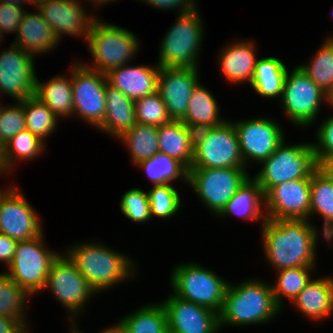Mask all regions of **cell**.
Masks as SVG:
<instances>
[{"instance_id": "obj_1", "label": "cell", "mask_w": 333, "mask_h": 333, "mask_svg": "<svg viewBox=\"0 0 333 333\" xmlns=\"http://www.w3.org/2000/svg\"><path fill=\"white\" fill-rule=\"evenodd\" d=\"M261 225L265 260L276 271L317 265L320 234L309 220L266 219Z\"/></svg>"}, {"instance_id": "obj_2", "label": "cell", "mask_w": 333, "mask_h": 333, "mask_svg": "<svg viewBox=\"0 0 333 333\" xmlns=\"http://www.w3.org/2000/svg\"><path fill=\"white\" fill-rule=\"evenodd\" d=\"M280 312L282 309L275 302L271 284L249 278L238 284L229 282L219 314V327L221 330L230 325L266 324Z\"/></svg>"}, {"instance_id": "obj_3", "label": "cell", "mask_w": 333, "mask_h": 333, "mask_svg": "<svg viewBox=\"0 0 333 333\" xmlns=\"http://www.w3.org/2000/svg\"><path fill=\"white\" fill-rule=\"evenodd\" d=\"M65 253L96 293L133 279L137 274L132 258L101 242L75 244Z\"/></svg>"}, {"instance_id": "obj_4", "label": "cell", "mask_w": 333, "mask_h": 333, "mask_svg": "<svg viewBox=\"0 0 333 333\" xmlns=\"http://www.w3.org/2000/svg\"><path fill=\"white\" fill-rule=\"evenodd\" d=\"M96 18L93 20L86 44L92 65L82 63L99 73L107 74L110 70L128 64L139 50V39L135 33Z\"/></svg>"}, {"instance_id": "obj_5", "label": "cell", "mask_w": 333, "mask_h": 333, "mask_svg": "<svg viewBox=\"0 0 333 333\" xmlns=\"http://www.w3.org/2000/svg\"><path fill=\"white\" fill-rule=\"evenodd\" d=\"M197 7L177 14L178 18L159 45L157 64L160 67L200 68L198 55L205 29Z\"/></svg>"}, {"instance_id": "obj_6", "label": "cell", "mask_w": 333, "mask_h": 333, "mask_svg": "<svg viewBox=\"0 0 333 333\" xmlns=\"http://www.w3.org/2000/svg\"><path fill=\"white\" fill-rule=\"evenodd\" d=\"M260 164L263 166L253 179L264 195L285 181L311 179V174L318 168L312 142L291 145L286 144L285 139Z\"/></svg>"}, {"instance_id": "obj_7", "label": "cell", "mask_w": 333, "mask_h": 333, "mask_svg": "<svg viewBox=\"0 0 333 333\" xmlns=\"http://www.w3.org/2000/svg\"><path fill=\"white\" fill-rule=\"evenodd\" d=\"M229 281L201 264H177L171 273L172 294L220 314Z\"/></svg>"}, {"instance_id": "obj_8", "label": "cell", "mask_w": 333, "mask_h": 333, "mask_svg": "<svg viewBox=\"0 0 333 333\" xmlns=\"http://www.w3.org/2000/svg\"><path fill=\"white\" fill-rule=\"evenodd\" d=\"M230 119L195 131L191 168H247L240 152L236 128Z\"/></svg>"}, {"instance_id": "obj_9", "label": "cell", "mask_w": 333, "mask_h": 333, "mask_svg": "<svg viewBox=\"0 0 333 333\" xmlns=\"http://www.w3.org/2000/svg\"><path fill=\"white\" fill-rule=\"evenodd\" d=\"M43 235L44 232L33 239L18 241L8 272H5L30 296L44 290L50 266L60 254L46 247Z\"/></svg>"}, {"instance_id": "obj_10", "label": "cell", "mask_w": 333, "mask_h": 333, "mask_svg": "<svg viewBox=\"0 0 333 333\" xmlns=\"http://www.w3.org/2000/svg\"><path fill=\"white\" fill-rule=\"evenodd\" d=\"M249 175L246 168H190L187 184L216 216Z\"/></svg>"}, {"instance_id": "obj_11", "label": "cell", "mask_w": 333, "mask_h": 333, "mask_svg": "<svg viewBox=\"0 0 333 333\" xmlns=\"http://www.w3.org/2000/svg\"><path fill=\"white\" fill-rule=\"evenodd\" d=\"M280 102L296 127L307 128L316 120L320 105L328 104V95L297 66L290 73L287 70Z\"/></svg>"}, {"instance_id": "obj_12", "label": "cell", "mask_w": 333, "mask_h": 333, "mask_svg": "<svg viewBox=\"0 0 333 333\" xmlns=\"http://www.w3.org/2000/svg\"><path fill=\"white\" fill-rule=\"evenodd\" d=\"M46 289H49L69 312L70 326L75 323L78 315L84 312L87 301L97 294L64 252H61L50 266L44 291Z\"/></svg>"}, {"instance_id": "obj_13", "label": "cell", "mask_w": 333, "mask_h": 333, "mask_svg": "<svg viewBox=\"0 0 333 333\" xmlns=\"http://www.w3.org/2000/svg\"><path fill=\"white\" fill-rule=\"evenodd\" d=\"M72 64L73 116L98 130L105 117L106 74L85 67L81 61Z\"/></svg>"}, {"instance_id": "obj_14", "label": "cell", "mask_w": 333, "mask_h": 333, "mask_svg": "<svg viewBox=\"0 0 333 333\" xmlns=\"http://www.w3.org/2000/svg\"><path fill=\"white\" fill-rule=\"evenodd\" d=\"M233 124L245 167L251 161L260 164L269 158L277 146L286 139L281 124L269 117L242 119Z\"/></svg>"}, {"instance_id": "obj_15", "label": "cell", "mask_w": 333, "mask_h": 333, "mask_svg": "<svg viewBox=\"0 0 333 333\" xmlns=\"http://www.w3.org/2000/svg\"><path fill=\"white\" fill-rule=\"evenodd\" d=\"M34 58V55L14 44L0 51V93L7 94L15 102L35 95L37 76Z\"/></svg>"}, {"instance_id": "obj_16", "label": "cell", "mask_w": 333, "mask_h": 333, "mask_svg": "<svg viewBox=\"0 0 333 333\" xmlns=\"http://www.w3.org/2000/svg\"><path fill=\"white\" fill-rule=\"evenodd\" d=\"M18 190L17 186H9L0 197V233L25 241L44 231L37 212Z\"/></svg>"}, {"instance_id": "obj_17", "label": "cell", "mask_w": 333, "mask_h": 333, "mask_svg": "<svg viewBox=\"0 0 333 333\" xmlns=\"http://www.w3.org/2000/svg\"><path fill=\"white\" fill-rule=\"evenodd\" d=\"M311 179L285 181L265 195V213L270 220H309Z\"/></svg>"}, {"instance_id": "obj_18", "label": "cell", "mask_w": 333, "mask_h": 333, "mask_svg": "<svg viewBox=\"0 0 333 333\" xmlns=\"http://www.w3.org/2000/svg\"><path fill=\"white\" fill-rule=\"evenodd\" d=\"M199 79L197 67H160L157 92L171 120L181 121L185 117L189 99Z\"/></svg>"}, {"instance_id": "obj_19", "label": "cell", "mask_w": 333, "mask_h": 333, "mask_svg": "<svg viewBox=\"0 0 333 333\" xmlns=\"http://www.w3.org/2000/svg\"><path fill=\"white\" fill-rule=\"evenodd\" d=\"M167 314L169 333H217L219 314L204 306L170 294L161 302Z\"/></svg>"}, {"instance_id": "obj_20", "label": "cell", "mask_w": 333, "mask_h": 333, "mask_svg": "<svg viewBox=\"0 0 333 333\" xmlns=\"http://www.w3.org/2000/svg\"><path fill=\"white\" fill-rule=\"evenodd\" d=\"M78 1L50 0L37 8L43 19L52 27L59 42L66 34L87 41L91 24L96 17L88 16L82 2Z\"/></svg>"}, {"instance_id": "obj_21", "label": "cell", "mask_w": 333, "mask_h": 333, "mask_svg": "<svg viewBox=\"0 0 333 333\" xmlns=\"http://www.w3.org/2000/svg\"><path fill=\"white\" fill-rule=\"evenodd\" d=\"M160 66L125 64L110 70L107 81L127 97L136 100L157 92Z\"/></svg>"}, {"instance_id": "obj_22", "label": "cell", "mask_w": 333, "mask_h": 333, "mask_svg": "<svg viewBox=\"0 0 333 333\" xmlns=\"http://www.w3.org/2000/svg\"><path fill=\"white\" fill-rule=\"evenodd\" d=\"M237 41V42H236ZM255 42L235 40L220 50L219 69L230 84L249 82L251 85L257 62Z\"/></svg>"}, {"instance_id": "obj_23", "label": "cell", "mask_w": 333, "mask_h": 333, "mask_svg": "<svg viewBox=\"0 0 333 333\" xmlns=\"http://www.w3.org/2000/svg\"><path fill=\"white\" fill-rule=\"evenodd\" d=\"M24 12L12 44L32 55L44 54L60 44L52 27L43 19L41 13Z\"/></svg>"}, {"instance_id": "obj_24", "label": "cell", "mask_w": 333, "mask_h": 333, "mask_svg": "<svg viewBox=\"0 0 333 333\" xmlns=\"http://www.w3.org/2000/svg\"><path fill=\"white\" fill-rule=\"evenodd\" d=\"M296 310L312 320H324L333 313V277L314 278L292 301Z\"/></svg>"}, {"instance_id": "obj_25", "label": "cell", "mask_w": 333, "mask_h": 333, "mask_svg": "<svg viewBox=\"0 0 333 333\" xmlns=\"http://www.w3.org/2000/svg\"><path fill=\"white\" fill-rule=\"evenodd\" d=\"M106 110L99 131L118 138L136 124L135 100L127 97L108 82L105 86Z\"/></svg>"}, {"instance_id": "obj_26", "label": "cell", "mask_w": 333, "mask_h": 333, "mask_svg": "<svg viewBox=\"0 0 333 333\" xmlns=\"http://www.w3.org/2000/svg\"><path fill=\"white\" fill-rule=\"evenodd\" d=\"M195 131L182 121L171 120L158 127L159 152L181 162L188 170L194 155Z\"/></svg>"}, {"instance_id": "obj_27", "label": "cell", "mask_w": 333, "mask_h": 333, "mask_svg": "<svg viewBox=\"0 0 333 333\" xmlns=\"http://www.w3.org/2000/svg\"><path fill=\"white\" fill-rule=\"evenodd\" d=\"M310 217L320 216L323 223V236L328 245L333 242V177L324 167H318L311 174Z\"/></svg>"}, {"instance_id": "obj_28", "label": "cell", "mask_w": 333, "mask_h": 333, "mask_svg": "<svg viewBox=\"0 0 333 333\" xmlns=\"http://www.w3.org/2000/svg\"><path fill=\"white\" fill-rule=\"evenodd\" d=\"M264 206L262 189L251 176L238 188L217 217L224 218L234 214L245 220H261L263 224L267 219Z\"/></svg>"}, {"instance_id": "obj_29", "label": "cell", "mask_w": 333, "mask_h": 333, "mask_svg": "<svg viewBox=\"0 0 333 333\" xmlns=\"http://www.w3.org/2000/svg\"><path fill=\"white\" fill-rule=\"evenodd\" d=\"M219 110L215 95L199 82L193 89L185 117L181 121L194 131L216 127L227 120L220 115Z\"/></svg>"}, {"instance_id": "obj_30", "label": "cell", "mask_w": 333, "mask_h": 333, "mask_svg": "<svg viewBox=\"0 0 333 333\" xmlns=\"http://www.w3.org/2000/svg\"><path fill=\"white\" fill-rule=\"evenodd\" d=\"M54 76L45 83L37 78L35 96L44 102L58 117H73V92L71 76Z\"/></svg>"}, {"instance_id": "obj_31", "label": "cell", "mask_w": 333, "mask_h": 333, "mask_svg": "<svg viewBox=\"0 0 333 333\" xmlns=\"http://www.w3.org/2000/svg\"><path fill=\"white\" fill-rule=\"evenodd\" d=\"M287 66L276 57L257 59L252 84L253 90L261 97L281 99Z\"/></svg>"}, {"instance_id": "obj_32", "label": "cell", "mask_w": 333, "mask_h": 333, "mask_svg": "<svg viewBox=\"0 0 333 333\" xmlns=\"http://www.w3.org/2000/svg\"><path fill=\"white\" fill-rule=\"evenodd\" d=\"M45 143L27 129L20 131L1 147L4 173L7 175L13 172L15 164L21 160L23 162L39 157L45 150Z\"/></svg>"}, {"instance_id": "obj_33", "label": "cell", "mask_w": 333, "mask_h": 333, "mask_svg": "<svg viewBox=\"0 0 333 333\" xmlns=\"http://www.w3.org/2000/svg\"><path fill=\"white\" fill-rule=\"evenodd\" d=\"M117 139L129 149L132 163L151 158L159 152L158 127L136 123L130 130L122 133Z\"/></svg>"}, {"instance_id": "obj_34", "label": "cell", "mask_w": 333, "mask_h": 333, "mask_svg": "<svg viewBox=\"0 0 333 333\" xmlns=\"http://www.w3.org/2000/svg\"><path fill=\"white\" fill-rule=\"evenodd\" d=\"M119 320L127 333H169L167 314L161 302L143 305Z\"/></svg>"}, {"instance_id": "obj_35", "label": "cell", "mask_w": 333, "mask_h": 333, "mask_svg": "<svg viewBox=\"0 0 333 333\" xmlns=\"http://www.w3.org/2000/svg\"><path fill=\"white\" fill-rule=\"evenodd\" d=\"M136 166L146 172L153 185L171 184L174 180L188 183V169L178 160L160 152L140 161Z\"/></svg>"}, {"instance_id": "obj_36", "label": "cell", "mask_w": 333, "mask_h": 333, "mask_svg": "<svg viewBox=\"0 0 333 333\" xmlns=\"http://www.w3.org/2000/svg\"><path fill=\"white\" fill-rule=\"evenodd\" d=\"M315 267L301 266L297 268L277 271L275 284H271L276 304L283 309V299L292 301L306 287L311 278V273Z\"/></svg>"}, {"instance_id": "obj_37", "label": "cell", "mask_w": 333, "mask_h": 333, "mask_svg": "<svg viewBox=\"0 0 333 333\" xmlns=\"http://www.w3.org/2000/svg\"><path fill=\"white\" fill-rule=\"evenodd\" d=\"M26 129L42 141L57 128L58 117L35 95L23 100Z\"/></svg>"}, {"instance_id": "obj_38", "label": "cell", "mask_w": 333, "mask_h": 333, "mask_svg": "<svg viewBox=\"0 0 333 333\" xmlns=\"http://www.w3.org/2000/svg\"><path fill=\"white\" fill-rule=\"evenodd\" d=\"M29 297L5 272L0 273V315L15 318L28 327L25 311Z\"/></svg>"}, {"instance_id": "obj_39", "label": "cell", "mask_w": 333, "mask_h": 333, "mask_svg": "<svg viewBox=\"0 0 333 333\" xmlns=\"http://www.w3.org/2000/svg\"><path fill=\"white\" fill-rule=\"evenodd\" d=\"M327 95L333 90V49L324 41L310 64L298 65Z\"/></svg>"}, {"instance_id": "obj_40", "label": "cell", "mask_w": 333, "mask_h": 333, "mask_svg": "<svg viewBox=\"0 0 333 333\" xmlns=\"http://www.w3.org/2000/svg\"><path fill=\"white\" fill-rule=\"evenodd\" d=\"M148 196L152 219L153 217L168 219L180 210L181 198L172 184L153 185Z\"/></svg>"}, {"instance_id": "obj_41", "label": "cell", "mask_w": 333, "mask_h": 333, "mask_svg": "<svg viewBox=\"0 0 333 333\" xmlns=\"http://www.w3.org/2000/svg\"><path fill=\"white\" fill-rule=\"evenodd\" d=\"M135 118L136 123L157 127L171 121L158 92L135 100Z\"/></svg>"}, {"instance_id": "obj_42", "label": "cell", "mask_w": 333, "mask_h": 333, "mask_svg": "<svg viewBox=\"0 0 333 333\" xmlns=\"http://www.w3.org/2000/svg\"><path fill=\"white\" fill-rule=\"evenodd\" d=\"M121 212L132 222L144 223L152 219L148 191L132 188L120 200Z\"/></svg>"}, {"instance_id": "obj_43", "label": "cell", "mask_w": 333, "mask_h": 333, "mask_svg": "<svg viewBox=\"0 0 333 333\" xmlns=\"http://www.w3.org/2000/svg\"><path fill=\"white\" fill-rule=\"evenodd\" d=\"M15 103L8 106L0 103V147L26 129L23 100Z\"/></svg>"}, {"instance_id": "obj_44", "label": "cell", "mask_w": 333, "mask_h": 333, "mask_svg": "<svg viewBox=\"0 0 333 333\" xmlns=\"http://www.w3.org/2000/svg\"><path fill=\"white\" fill-rule=\"evenodd\" d=\"M316 143H312L318 167H324L333 159V116L327 117L316 132Z\"/></svg>"}, {"instance_id": "obj_45", "label": "cell", "mask_w": 333, "mask_h": 333, "mask_svg": "<svg viewBox=\"0 0 333 333\" xmlns=\"http://www.w3.org/2000/svg\"><path fill=\"white\" fill-rule=\"evenodd\" d=\"M26 9L11 4L0 2V31L5 33H17L22 17Z\"/></svg>"}, {"instance_id": "obj_46", "label": "cell", "mask_w": 333, "mask_h": 333, "mask_svg": "<svg viewBox=\"0 0 333 333\" xmlns=\"http://www.w3.org/2000/svg\"><path fill=\"white\" fill-rule=\"evenodd\" d=\"M143 3L153 6V8L160 10H176L178 13H184L195 8L198 3L196 0H139ZM197 4V5H196Z\"/></svg>"}, {"instance_id": "obj_47", "label": "cell", "mask_w": 333, "mask_h": 333, "mask_svg": "<svg viewBox=\"0 0 333 333\" xmlns=\"http://www.w3.org/2000/svg\"><path fill=\"white\" fill-rule=\"evenodd\" d=\"M18 241L0 233V262L8 267L13 260Z\"/></svg>"}, {"instance_id": "obj_48", "label": "cell", "mask_w": 333, "mask_h": 333, "mask_svg": "<svg viewBox=\"0 0 333 333\" xmlns=\"http://www.w3.org/2000/svg\"><path fill=\"white\" fill-rule=\"evenodd\" d=\"M27 327L22 321L5 315H0V333H26Z\"/></svg>"}, {"instance_id": "obj_49", "label": "cell", "mask_w": 333, "mask_h": 333, "mask_svg": "<svg viewBox=\"0 0 333 333\" xmlns=\"http://www.w3.org/2000/svg\"><path fill=\"white\" fill-rule=\"evenodd\" d=\"M76 323H74L72 326H70V328H72V330L75 332V333H82L81 332V329H77L78 326L76 327ZM100 333H127V330L126 328L124 327V325L121 323L120 320H118L117 324L111 326V327H108V328H105L104 330H101Z\"/></svg>"}, {"instance_id": "obj_50", "label": "cell", "mask_w": 333, "mask_h": 333, "mask_svg": "<svg viewBox=\"0 0 333 333\" xmlns=\"http://www.w3.org/2000/svg\"><path fill=\"white\" fill-rule=\"evenodd\" d=\"M0 2L23 8L24 3L28 2V0H0Z\"/></svg>"}, {"instance_id": "obj_51", "label": "cell", "mask_w": 333, "mask_h": 333, "mask_svg": "<svg viewBox=\"0 0 333 333\" xmlns=\"http://www.w3.org/2000/svg\"><path fill=\"white\" fill-rule=\"evenodd\" d=\"M48 1H50V0H28V4H30V6L32 4V6H34L36 9Z\"/></svg>"}, {"instance_id": "obj_52", "label": "cell", "mask_w": 333, "mask_h": 333, "mask_svg": "<svg viewBox=\"0 0 333 333\" xmlns=\"http://www.w3.org/2000/svg\"><path fill=\"white\" fill-rule=\"evenodd\" d=\"M88 1V0H87ZM92 4L91 5H94V6H103V4H107L109 2H114L116 0H89Z\"/></svg>"}, {"instance_id": "obj_53", "label": "cell", "mask_w": 333, "mask_h": 333, "mask_svg": "<svg viewBox=\"0 0 333 333\" xmlns=\"http://www.w3.org/2000/svg\"><path fill=\"white\" fill-rule=\"evenodd\" d=\"M324 168L329 172V174L333 177V159L330 160Z\"/></svg>"}, {"instance_id": "obj_54", "label": "cell", "mask_w": 333, "mask_h": 333, "mask_svg": "<svg viewBox=\"0 0 333 333\" xmlns=\"http://www.w3.org/2000/svg\"><path fill=\"white\" fill-rule=\"evenodd\" d=\"M328 105L332 106V108H333V90H332V92L328 95Z\"/></svg>"}, {"instance_id": "obj_55", "label": "cell", "mask_w": 333, "mask_h": 333, "mask_svg": "<svg viewBox=\"0 0 333 333\" xmlns=\"http://www.w3.org/2000/svg\"><path fill=\"white\" fill-rule=\"evenodd\" d=\"M325 41H326V42L330 45V47L333 49V36L328 37Z\"/></svg>"}, {"instance_id": "obj_56", "label": "cell", "mask_w": 333, "mask_h": 333, "mask_svg": "<svg viewBox=\"0 0 333 333\" xmlns=\"http://www.w3.org/2000/svg\"><path fill=\"white\" fill-rule=\"evenodd\" d=\"M2 174H5L3 171V166H2V161H1V147H0V177L2 176Z\"/></svg>"}, {"instance_id": "obj_57", "label": "cell", "mask_w": 333, "mask_h": 333, "mask_svg": "<svg viewBox=\"0 0 333 333\" xmlns=\"http://www.w3.org/2000/svg\"><path fill=\"white\" fill-rule=\"evenodd\" d=\"M6 190H4V188H3V190H2V188L0 187V197L2 196V194L5 192Z\"/></svg>"}, {"instance_id": "obj_58", "label": "cell", "mask_w": 333, "mask_h": 333, "mask_svg": "<svg viewBox=\"0 0 333 333\" xmlns=\"http://www.w3.org/2000/svg\"><path fill=\"white\" fill-rule=\"evenodd\" d=\"M3 36H4V35H2V33H1V31H0V42H1V41L3 42V40H2V39H3Z\"/></svg>"}]
</instances>
